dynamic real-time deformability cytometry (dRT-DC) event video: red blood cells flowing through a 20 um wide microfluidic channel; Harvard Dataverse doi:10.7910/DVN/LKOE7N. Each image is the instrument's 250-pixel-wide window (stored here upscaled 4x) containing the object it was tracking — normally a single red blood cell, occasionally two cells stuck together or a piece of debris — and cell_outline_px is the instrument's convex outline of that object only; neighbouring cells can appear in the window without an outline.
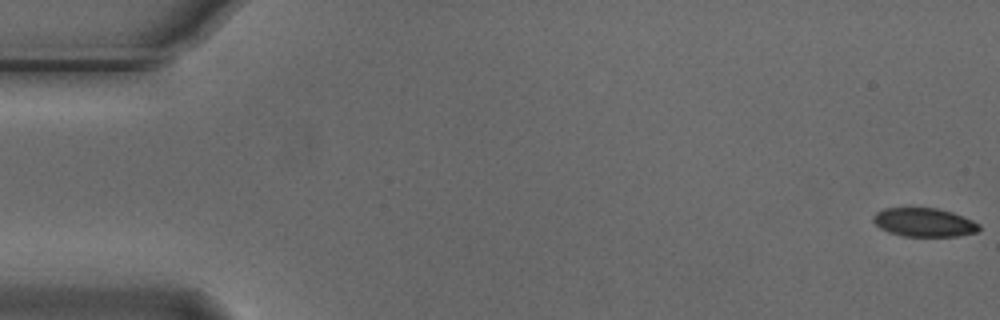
{"species": "Egyptian fruit bat (a non-hibernating species)", "species_latin": "Rousettus aegyptiacus", "temperature_condition": "cold", "stored_images_in_passage": 56, "camera_frame_rate_fps": 3000, "um_per_image_px": 0.085, "animal": {"sex": "male"}, "frame": {"image": 1, "passage_image": 1, "time_ms": 0.0, "image_size_px": [1000, 320], "cell_outline_px": [[980, 232], [956, 236], [904, 236], [888, 232], [880, 228], [872, 220], [872, 216], [876, 212], [884, 208], [936, 208], [952, 212], [972, 220], [980, 224]], "centroid_in_image_um": [78.55, 18.9], "position_along_channel_um": 6.4, "area_um2": 17.74}}
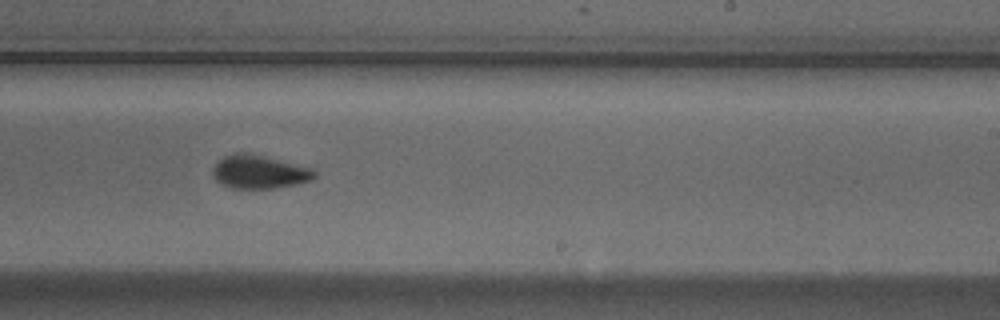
{"frame": {"image": 2, "passage_image": 34, "time_ms": 11.0, "image_size_px": [1000, 320], "cell_outline_px": [[316, 176], [312, 180], [296, 184], [272, 188], [232, 188], [216, 180], [212, 176], [212, 168], [224, 156], [232, 152], [244, 152], [264, 156], [316, 168]], "centroid_in_image_um": [22.07, 14.59], "position_along_channel_um": 266.9, "area_um2": 19.94}}
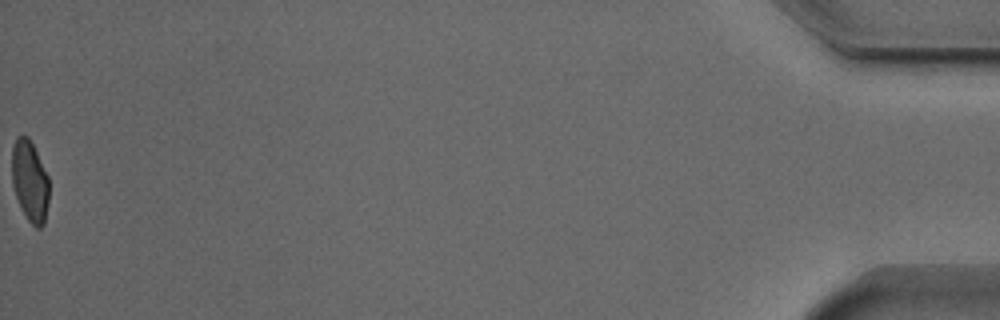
{"frame": {"image": 3, "passage_image": 56, "time_ms": 18.333, "image_size_px": [1000, 320], "cell_outline_px": [[48, 200], [44, 224], [40, 228], [36, 228], [28, 220], [16, 196], [12, 184], [12, 144], [16, 136], [28, 136], [48, 176]], "centroid_in_image_um": [2.52, 15.37], "position_along_channel_um": 432.7, "area_um2": 17.34}, "authors_computed_cell_mechanics": {"area_um2": 19.3341, "velocity_mm_per_s": 3.7108, "shape_relaxation_time_tau1_ms": 2.5358, "shape_relaxation_time_tau2_ms": 0.304, "deformation_change_tau1": 0.1017, "deformation_change_tau2": 0.0366}}